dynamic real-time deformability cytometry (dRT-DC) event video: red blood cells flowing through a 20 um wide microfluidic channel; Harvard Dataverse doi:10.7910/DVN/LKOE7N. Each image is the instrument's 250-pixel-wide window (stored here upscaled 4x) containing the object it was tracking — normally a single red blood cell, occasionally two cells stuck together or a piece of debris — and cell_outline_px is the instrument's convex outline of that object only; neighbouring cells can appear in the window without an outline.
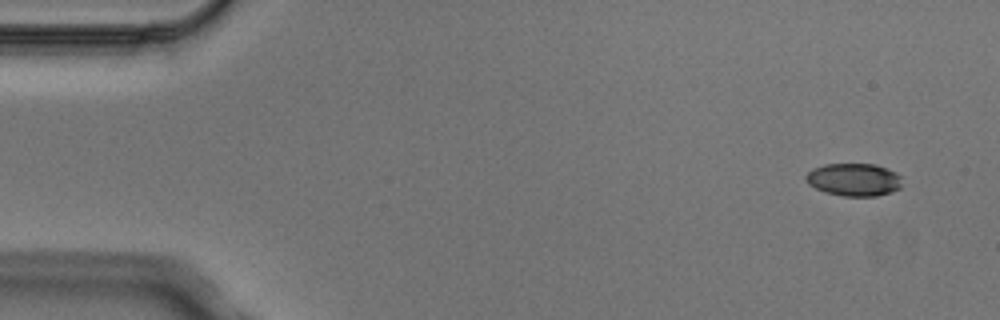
{"species": "Egyptian fruit bat (a non-hibernating species)", "species_latin": "Rousettus aegyptiacus", "temperature_condition": "cold", "stored_images_in_passage": 4, "camera_frame_rate_fps": 3000, "um_per_image_px": 0.085, "animal": {"sex": "male"}, "frame": {"image": 1, "passage_image": 1, "time_ms": 0.0, "image_size_px": [1000, 320], "cell_outline_px": [[900, 188], [892, 192], [876, 196], [844, 196], [824, 192], [808, 184], [804, 180], [804, 176], [812, 168], [824, 164], [876, 164], [896, 172], [900, 176]], "centroid_in_image_um": [72.55, 15.26], "position_along_channel_um": 12.5, "area_um2": 18.5}}
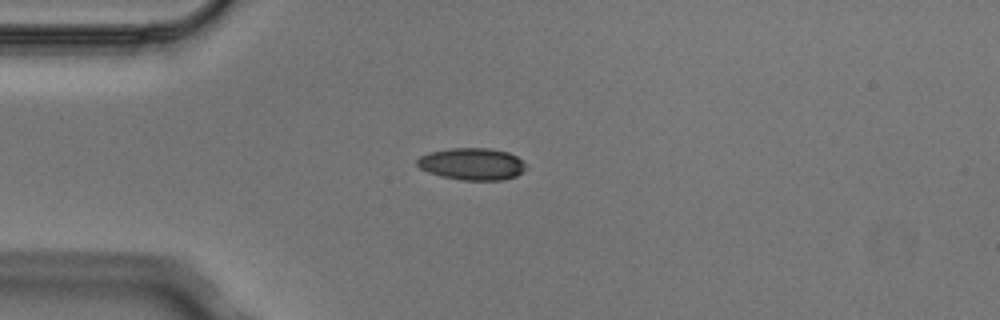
{"frame": {"image": 2, "passage_image": 4, "time_ms": 1.0, "image_size_px": [1000, 320], "cell_outline_px": [[528, 168], [524, 172], [516, 176], [504, 180], [460, 180], [440, 176], [428, 172], [420, 168], [416, 164], [416, 160], [420, 156], [428, 152], [448, 148], [488, 148], [508, 152], [516, 156]], "centroid_in_image_um": [40.11, 13.94], "position_along_channel_um": 44.9, "area_um2": 20.52}}